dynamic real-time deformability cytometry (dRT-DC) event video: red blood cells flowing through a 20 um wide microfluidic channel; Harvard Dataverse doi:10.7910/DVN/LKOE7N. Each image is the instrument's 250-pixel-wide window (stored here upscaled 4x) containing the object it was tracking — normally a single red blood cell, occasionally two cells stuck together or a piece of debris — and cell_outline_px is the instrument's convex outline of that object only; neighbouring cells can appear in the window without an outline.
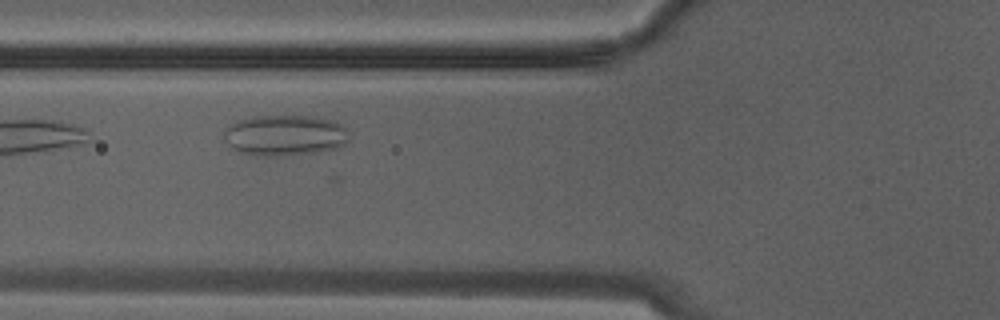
{"species": "Egyptian fruit bat (a non-hibernating species)", "species_latin": "Rousettus aegyptiacus", "temperature_condition": "warm", "stored_images_in_passage": 13, "camera_frame_rate_fps": 3000, "um_per_image_px": 0.085, "animal": {"sex": "male"}, "frame": {"image": 1, "passage_image": 3, "time_ms": 0.667, "image_size_px": [1000, 320], "cell_outline_px": [[348, 140], [340, 148], [316, 152], [280, 156], [256, 156], [240, 152], [232, 148], [224, 140], [224, 128], [236, 120], [252, 116], [316, 116], [332, 120], [340, 124], [344, 128]], "centroid_in_image_um": [24.16, 11.5], "position_along_channel_um": 101.6, "area_um2": 30.0}}